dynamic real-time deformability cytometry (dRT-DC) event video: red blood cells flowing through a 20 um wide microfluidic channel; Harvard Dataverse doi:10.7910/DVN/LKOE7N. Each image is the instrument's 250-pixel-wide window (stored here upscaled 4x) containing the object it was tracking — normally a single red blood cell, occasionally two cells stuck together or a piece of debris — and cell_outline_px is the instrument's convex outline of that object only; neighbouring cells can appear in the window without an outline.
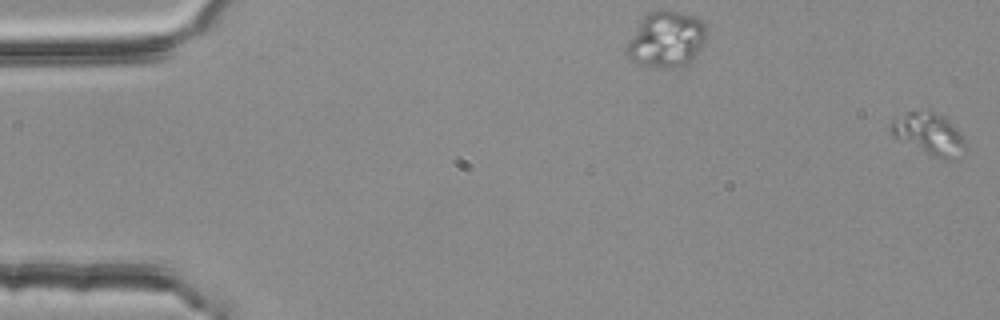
{"species": "common noctule bat (a hibernating species)", "species_latin": "Nyctalus noctula", "temperature_condition": "room temperature", "stored_images_in_passage": 4, "segment_of_instrument_passage": [1, 2], "camera_frame_rate_fps": 3000, "um_per_image_px": 0.085, "animal": {"sex": "female", "body_mass_g": 25.1}, "frame": {"image": 1, "passage_image": 1, "time_ms": 0.0, "image_size_px": [1000, 320], "cell_outline_px": [[964, 144], [944, 160], [900, 140], [888, 128], [892, 120], [908, 112], [928, 108], [944, 116], [964, 136]], "centroid_in_image_um": [78.88, 11.26], "position_along_channel_um": 6.1, "area_um2": 17.22}}